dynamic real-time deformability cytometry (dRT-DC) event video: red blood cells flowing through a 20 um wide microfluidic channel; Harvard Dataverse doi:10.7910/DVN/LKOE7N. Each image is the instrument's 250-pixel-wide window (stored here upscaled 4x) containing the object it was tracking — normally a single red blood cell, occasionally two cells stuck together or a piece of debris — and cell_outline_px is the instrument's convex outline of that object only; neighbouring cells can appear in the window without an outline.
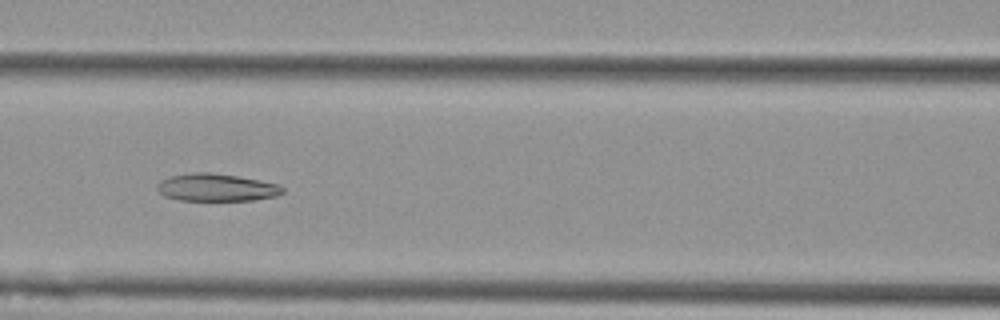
{"species": "Egyptian fruit bat (a non-hibernating species)", "species_latin": "Rousettus aegyptiacus", "temperature_condition": "cold", "stored_images_in_passage": 8, "camera_frame_rate_fps": 3000, "um_per_image_px": 0.085, "animal": {"sex": "female"}, "frame": {"image": 1, "passage_image": 7, "time_ms": 2.0, "image_size_px": [1000, 320], "cell_outline_px": [[284, 192], [276, 196], [252, 200], [180, 200], [164, 196], [156, 188], [156, 184], [160, 180], [168, 176], [196, 172], [208, 172], [236, 176], [280, 184], [284, 188]], "centroid_in_image_um": [18.38, 15.93], "position_along_channel_um": 148.2, "area_um2": 20.11}}
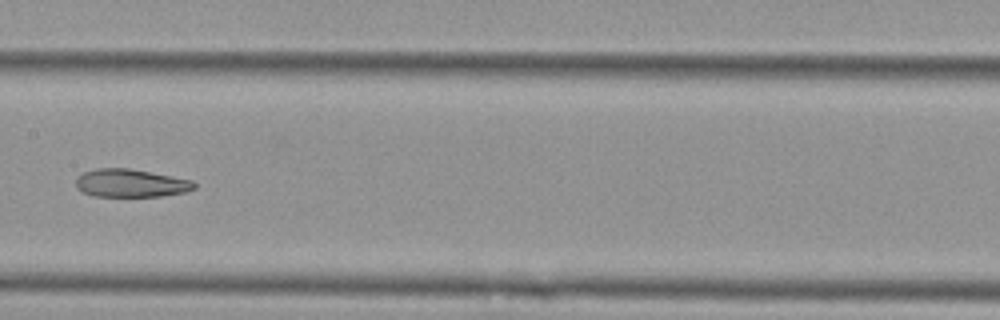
{"frame": {"image": 2, "passage_image": 8, "time_ms": 2.333, "image_size_px": [1000, 320], "cell_outline_px": [[196, 188], [184, 192], [160, 196], [92, 196], [76, 188], [76, 180], [84, 172], [96, 168], [128, 168], [192, 180], [196, 184]], "centroid_in_image_um": [11.11, 15.57], "position_along_channel_um": 196.3, "area_um2": 19.13}}